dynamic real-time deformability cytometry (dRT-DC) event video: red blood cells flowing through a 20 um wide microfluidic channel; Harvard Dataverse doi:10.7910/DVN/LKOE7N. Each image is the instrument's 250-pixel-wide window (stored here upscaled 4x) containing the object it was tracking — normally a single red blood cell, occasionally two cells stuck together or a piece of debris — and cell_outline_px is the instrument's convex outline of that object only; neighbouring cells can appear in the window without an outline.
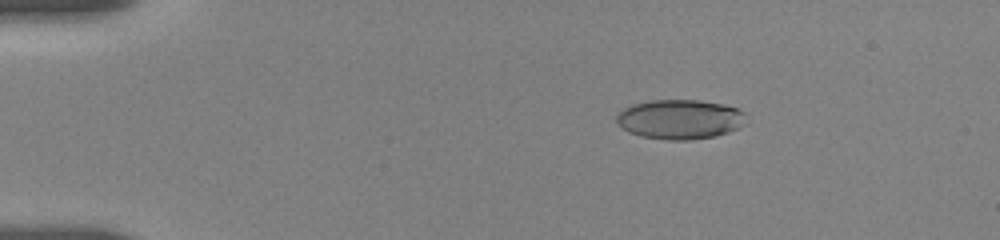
{"species": "human", "species_latin": "Homo sapiens", "temperature_condition": "room temperature", "stored_images_in_passage": 81, "camera_frame_rate_fps": 3000, "um_per_image_px": 0.085, "donor": {"sex": "female"}, "frame": {"image": 1, "passage_image": 10, "time_ms": 3.0, "image_size_px": [1000, 240], "cell_outline_px": [[748, 124], [740, 128], [716, 136], [692, 140], [668, 140], [640, 136], [628, 132], [616, 120], [616, 116], [624, 108], [632, 104], [648, 100], [700, 100], [724, 104], [736, 108], [744, 112]], "centroid_in_image_um": [57.84, 10.14], "position_along_channel_um": 27.2, "area_um2": 30.23}}
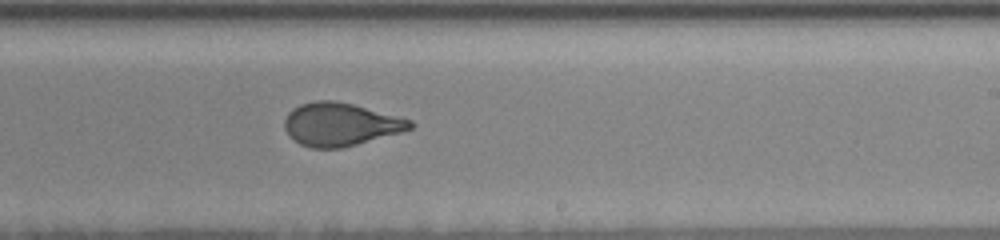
{"frame": {"image": 2, "passage_image": 45, "time_ms": 11.333, "image_size_px": [1000, 240], "cell_outline_px": [[416, 124], [412, 128], [400, 132], [356, 144], [340, 148], [312, 148], [300, 144], [288, 136], [284, 128], [284, 120], [288, 112], [292, 108], [300, 104], [316, 100], [336, 100], [352, 104], [412, 120]], "centroid_in_image_um": [28.89, 10.56], "position_along_channel_um": 260.1, "area_um2": 31.44}}
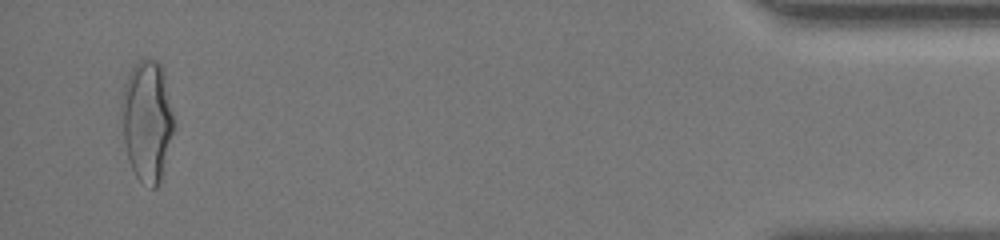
{"frame": {"image": 3, "passage_image": 76, "time_ms": 17.667, "image_size_px": [1000, 240], "cell_outline_px": [[172, 132], [160, 180], [156, 188], [152, 188], [140, 180], [136, 176], [128, 160], [124, 140], [120, 104], [124, 88], [128, 76], [132, 68], [140, 60], [156, 60], [160, 64], [164, 72], [172, 116]], "centroid_in_image_um": [12.47, 10.26], "position_along_channel_um": 422.7, "area_um2": 35.89}, "authors_computed_cell_mechanics": {"area_um2": 31.79, "velocity_mm_per_s": 3.6815, "shape_relaxation_time_tau1_ms": 5.8247, "shape_relaxation_time_tau2_ms": 0.8164, "deformation_change_tau1": 0.1929, "deformation_change_tau2": 0.0754}}